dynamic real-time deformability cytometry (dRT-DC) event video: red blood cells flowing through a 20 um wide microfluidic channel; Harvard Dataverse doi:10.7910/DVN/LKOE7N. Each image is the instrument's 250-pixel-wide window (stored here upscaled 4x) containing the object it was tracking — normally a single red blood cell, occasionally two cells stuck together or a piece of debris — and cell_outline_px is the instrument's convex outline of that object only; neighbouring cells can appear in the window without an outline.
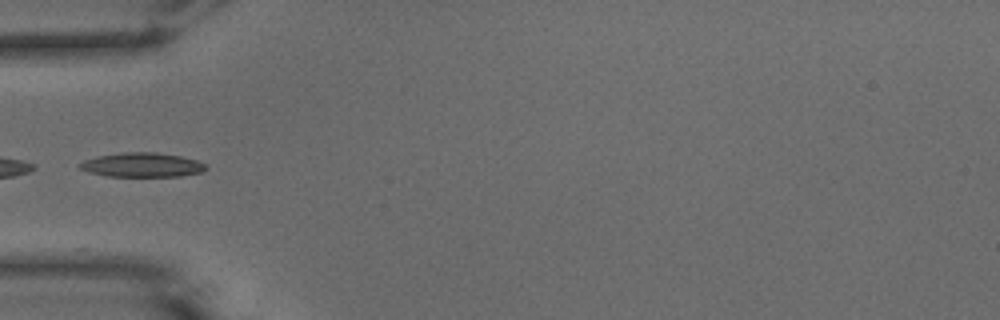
{"species": "common noctule bat (a hibernating species)", "species_latin": "Nyctalus noctula", "temperature_condition": "warm", "stored_images_in_passage": 3, "camera_frame_rate_fps": 3000, "um_per_image_px": 0.085, "animal": {"sex": "male", "body_mass_g": 15.6}, "frame": {"image": 1, "passage_image": 1, "time_ms": 0.0, "image_size_px": [1000, 320], "cell_outline_px": [[208, 168], [200, 172], [180, 176], [108, 176], [88, 172], [80, 168], [76, 164], [84, 160], [96, 156], [124, 152], [156, 152], [180, 156], [196, 160], [204, 164]], "centroid_in_image_um": [12.03, 14.01], "position_along_channel_um": 73.0, "area_um2": 17.8}}